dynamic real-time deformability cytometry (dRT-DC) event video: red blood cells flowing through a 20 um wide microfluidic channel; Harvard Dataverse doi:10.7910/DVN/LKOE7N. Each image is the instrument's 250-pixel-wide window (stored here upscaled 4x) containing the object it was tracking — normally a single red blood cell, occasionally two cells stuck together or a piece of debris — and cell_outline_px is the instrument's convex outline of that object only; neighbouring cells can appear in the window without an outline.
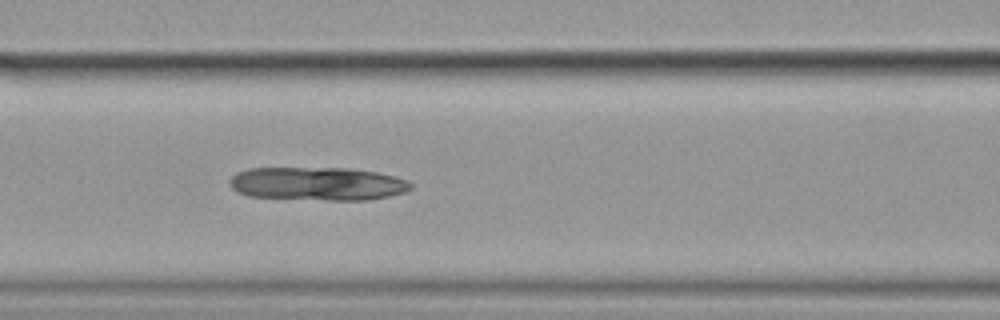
{"species": "common noctule bat (a hibernating species)", "species_latin": "Nyctalus noctula", "temperature_condition": "cold", "stored_images_in_passage": 7, "camera_frame_rate_fps": 3000, "um_per_image_px": 0.085, "animal": {"sex": "female", "body_mass_g": 19.9}, "frame": {"image": 1, "passage_image": 7, "time_ms": 2.0, "image_size_px": [1000, 320], "cell_outline_px": [[412, 188], [404, 192], [388, 196], [368, 200], [328, 200], [248, 196], [236, 192], [228, 184], [228, 180], [236, 172], [248, 168], [348, 168], [376, 172], [396, 176], [412, 184]], "centroid_in_image_um": [26.94, 15.61], "position_along_channel_um": 139.7, "area_um2": 35.32}}